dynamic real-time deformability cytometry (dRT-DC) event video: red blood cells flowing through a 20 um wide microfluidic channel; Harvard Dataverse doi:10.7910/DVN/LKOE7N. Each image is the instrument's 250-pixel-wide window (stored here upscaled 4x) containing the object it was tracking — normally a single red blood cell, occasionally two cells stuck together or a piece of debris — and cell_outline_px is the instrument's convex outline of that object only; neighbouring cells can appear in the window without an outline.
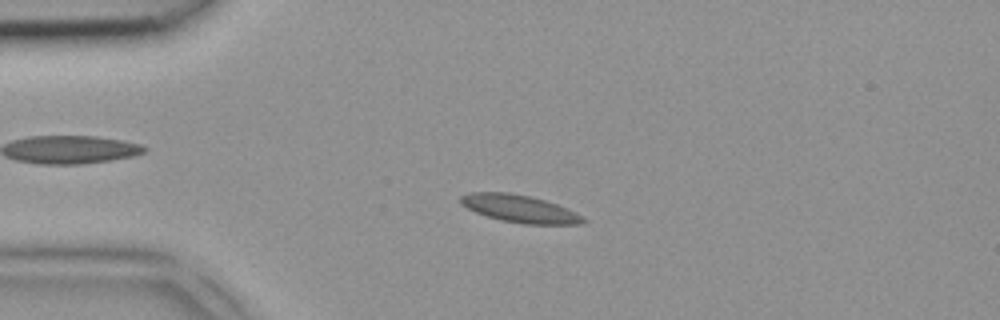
{"species": "common noctule bat (a hibernating species)", "species_latin": "Nyctalus noctula", "temperature_condition": "room temperature", "stored_images_in_passage": 6, "camera_frame_rate_fps": 3000, "um_per_image_px": 0.085, "animal": {"sex": "female", "body_mass_g": 18.4}, "frame": {"image": 1, "passage_image": 4, "time_ms": 1.0, "image_size_px": [1000, 320], "cell_outline_px": [[588, 220], [580, 224], [524, 224], [500, 220], [476, 212], [460, 204], [460, 196], [468, 192], [508, 192], [528, 196], [544, 200], [568, 208], [576, 212]], "centroid_in_image_um": [44.17, 17.74], "position_along_channel_um": 40.8, "area_um2": 19.59}}
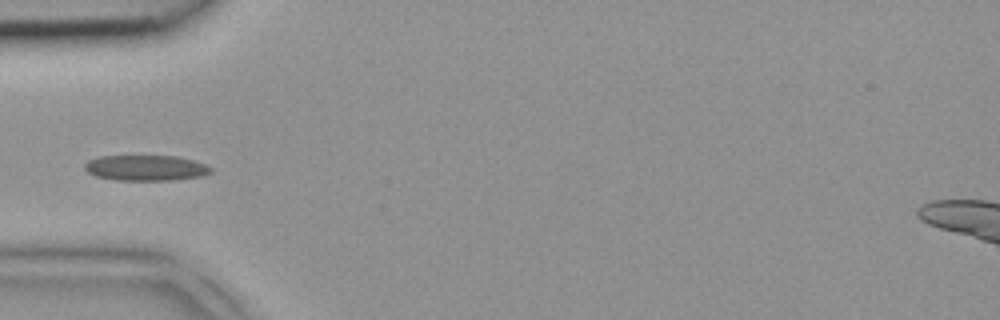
{"frame": {"image": 2, "passage_image": 5, "time_ms": 1.333, "image_size_px": [1000, 320], "cell_outline_px": [[212, 172], [204, 176], [172, 180], [116, 180], [96, 176], [88, 172], [84, 168], [84, 164], [88, 160], [100, 156], [176, 156], [192, 160], [204, 164], [212, 168]], "centroid_in_image_um": [12.39, 14.27], "position_along_channel_um": 72.6, "area_um2": 18.79}}